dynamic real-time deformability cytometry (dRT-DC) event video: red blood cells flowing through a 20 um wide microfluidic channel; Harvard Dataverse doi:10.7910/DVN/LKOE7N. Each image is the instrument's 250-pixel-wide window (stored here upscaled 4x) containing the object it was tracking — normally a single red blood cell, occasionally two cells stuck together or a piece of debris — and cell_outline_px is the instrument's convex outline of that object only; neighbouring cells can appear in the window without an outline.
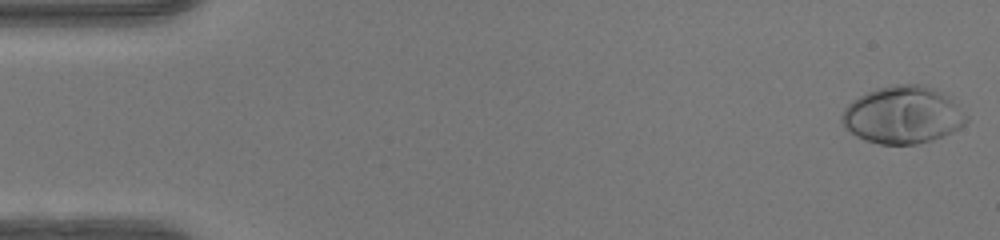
{"species": "human", "species_latin": "Homo sapiens", "temperature_condition": "warm", "stored_images_in_passage": 49, "camera_frame_rate_fps": 3000, "um_per_image_px": 0.085, "donor": {"sex": "female"}, "frame": {"image": 1, "passage_image": 1, "time_ms": 0.0, "image_size_px": [1000, 240], "cell_outline_px": [[968, 120], [964, 124], [952, 132], [932, 140], [916, 144], [880, 144], [864, 140], [856, 136], [840, 120], [840, 116], [844, 108], [852, 100], [876, 88], [896, 84], [920, 84], [932, 88], [948, 96], [968, 116]], "centroid_in_image_um": [76.72, 9.77], "position_along_channel_um": 8.3, "area_um2": 41.38}}
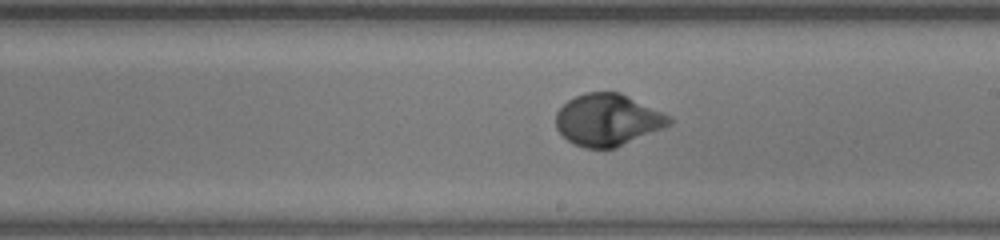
{"frame": {"image": 2, "passage_image": 28, "time_ms": 9.0, "image_size_px": [1000, 240], "cell_outline_px": [[672, 124], [664, 128], [616, 148], [584, 148], [572, 144], [556, 128], [556, 112], [568, 100], [584, 92], [620, 92], [672, 116]], "centroid_in_image_um": [51.68, 10.19], "position_along_channel_um": 237.3, "area_um2": 34.45}}
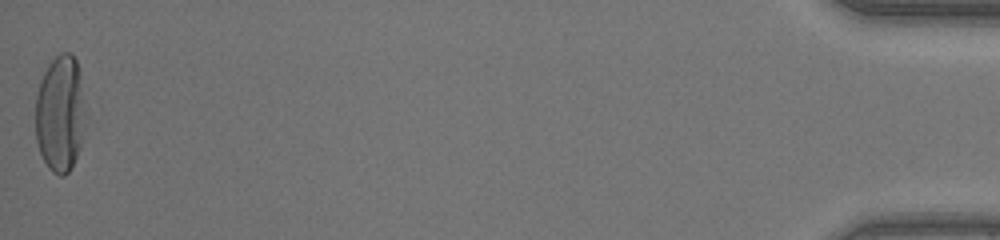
{"frame": {"image": 3, "passage_image": 49, "time_ms": 16.0, "image_size_px": [1000, 240], "cell_outline_px": [[88, 112], [80, 148], [68, 172], [64, 176], [60, 176], [52, 172], [48, 168], [40, 152], [36, 140], [36, 96], [40, 80], [48, 64], [60, 52], [68, 52], [76, 60], [80, 72]], "centroid_in_image_um": [5.15, 9.64], "position_along_channel_um": 430.0, "area_um2": 34.74}, "authors_computed_cell_mechanics": {"area_um2": 34.4488, "velocity_mm_per_s": 4.217, "shape_relaxation_time_tau1_ms": 2.7105, "shape_relaxation_time_tau2_ms": null, "deformation_change_tau1": 0.2101, "deformation_change_tau2": null}}